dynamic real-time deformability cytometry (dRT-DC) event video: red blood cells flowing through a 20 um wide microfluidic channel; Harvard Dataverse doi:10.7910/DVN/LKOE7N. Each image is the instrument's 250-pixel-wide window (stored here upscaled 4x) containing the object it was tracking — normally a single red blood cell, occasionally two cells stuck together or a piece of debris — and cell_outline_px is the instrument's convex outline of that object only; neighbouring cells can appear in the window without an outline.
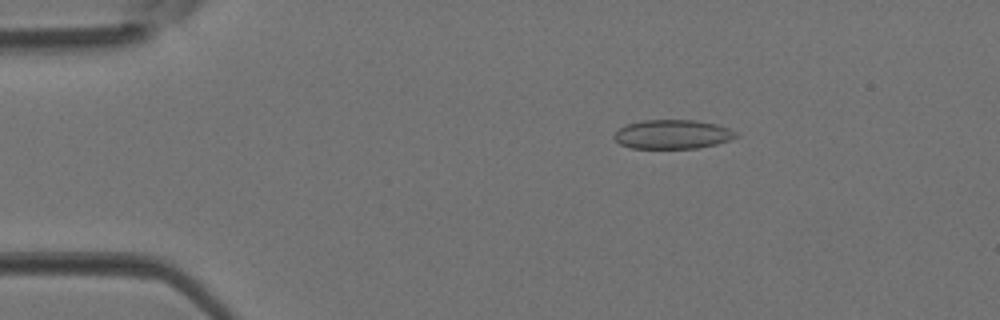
{"species": "Egyptian fruit bat (a non-hibernating species)", "species_latin": "Rousettus aegyptiacus", "temperature_condition": "room temperature", "stored_images_in_passage": 3, "camera_frame_rate_fps": 3000, "um_per_image_px": 0.085, "animal": {"sex": "female"}, "frame": {"image": 1, "passage_image": 1, "time_ms": 0.0, "image_size_px": [1000, 320], "cell_outline_px": [[740, 136], [716, 144], [700, 148], [632, 148], [620, 144], [612, 136], [620, 128], [628, 124], [644, 120], [696, 120], [716, 124], [728, 128], [736, 132]], "centroid_in_image_um": [57.18, 11.42], "position_along_channel_um": 27.8, "area_um2": 20.58}}
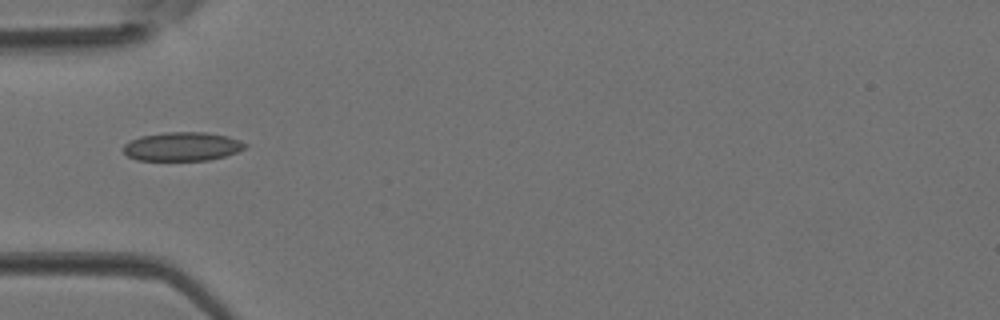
{"frame": {"image": 2, "passage_image": 3, "time_ms": 0.667, "image_size_px": [1000, 320], "cell_outline_px": [[248, 144], [244, 148], [236, 152], [224, 156], [208, 160], [136, 160], [128, 156], [124, 152], [124, 144], [128, 140], [140, 136], [164, 132], [204, 132], [228, 136], [240, 140]], "centroid_in_image_um": [15.47, 12.44], "position_along_channel_um": 69.5, "area_um2": 20.46}}